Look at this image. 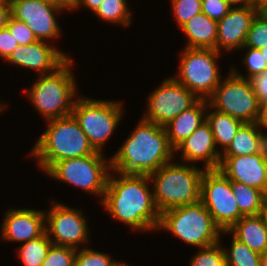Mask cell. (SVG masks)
Returning a JSON list of instances; mask_svg holds the SVG:
<instances>
[{
	"label": "cell",
	"mask_w": 267,
	"mask_h": 266,
	"mask_svg": "<svg viewBox=\"0 0 267 266\" xmlns=\"http://www.w3.org/2000/svg\"><path fill=\"white\" fill-rule=\"evenodd\" d=\"M116 174L119 178L109 173L105 195L100 200L106 211L132 229L157 230L161 213L147 184L151 182L149 176Z\"/></svg>",
	"instance_id": "obj_1"
},
{
	"label": "cell",
	"mask_w": 267,
	"mask_h": 266,
	"mask_svg": "<svg viewBox=\"0 0 267 266\" xmlns=\"http://www.w3.org/2000/svg\"><path fill=\"white\" fill-rule=\"evenodd\" d=\"M163 126L142 119L110 160L111 171L150 175L174 158Z\"/></svg>",
	"instance_id": "obj_2"
},
{
	"label": "cell",
	"mask_w": 267,
	"mask_h": 266,
	"mask_svg": "<svg viewBox=\"0 0 267 266\" xmlns=\"http://www.w3.org/2000/svg\"><path fill=\"white\" fill-rule=\"evenodd\" d=\"M47 123L46 131L40 135L30 153L36 157L44 172L57 161L96 152L73 114L49 120Z\"/></svg>",
	"instance_id": "obj_3"
},
{
	"label": "cell",
	"mask_w": 267,
	"mask_h": 266,
	"mask_svg": "<svg viewBox=\"0 0 267 266\" xmlns=\"http://www.w3.org/2000/svg\"><path fill=\"white\" fill-rule=\"evenodd\" d=\"M205 169L172 161L149 175L153 198L160 213L200 201V183Z\"/></svg>",
	"instance_id": "obj_4"
},
{
	"label": "cell",
	"mask_w": 267,
	"mask_h": 266,
	"mask_svg": "<svg viewBox=\"0 0 267 266\" xmlns=\"http://www.w3.org/2000/svg\"><path fill=\"white\" fill-rule=\"evenodd\" d=\"M72 65L69 58L55 72L40 75L27 92L29 100L46 121L72 114L75 102L72 98L77 95L75 77L70 69Z\"/></svg>",
	"instance_id": "obj_5"
},
{
	"label": "cell",
	"mask_w": 267,
	"mask_h": 266,
	"mask_svg": "<svg viewBox=\"0 0 267 266\" xmlns=\"http://www.w3.org/2000/svg\"><path fill=\"white\" fill-rule=\"evenodd\" d=\"M160 228L171 231L174 236L199 249L218 243L222 233L200 201L162 212Z\"/></svg>",
	"instance_id": "obj_6"
},
{
	"label": "cell",
	"mask_w": 267,
	"mask_h": 266,
	"mask_svg": "<svg viewBox=\"0 0 267 266\" xmlns=\"http://www.w3.org/2000/svg\"><path fill=\"white\" fill-rule=\"evenodd\" d=\"M208 100V109L212 107L211 109L226 113L243 123L259 121L261 107L251 82L235 68H231L228 76L220 82Z\"/></svg>",
	"instance_id": "obj_7"
},
{
	"label": "cell",
	"mask_w": 267,
	"mask_h": 266,
	"mask_svg": "<svg viewBox=\"0 0 267 266\" xmlns=\"http://www.w3.org/2000/svg\"><path fill=\"white\" fill-rule=\"evenodd\" d=\"M101 152L63 159L55 162L46 172L49 177L84 189L89 193L105 195L111 162Z\"/></svg>",
	"instance_id": "obj_8"
},
{
	"label": "cell",
	"mask_w": 267,
	"mask_h": 266,
	"mask_svg": "<svg viewBox=\"0 0 267 266\" xmlns=\"http://www.w3.org/2000/svg\"><path fill=\"white\" fill-rule=\"evenodd\" d=\"M122 104L110 100H94L79 97L75 100L72 114L88 137L95 151L100 152L122 119Z\"/></svg>",
	"instance_id": "obj_9"
},
{
	"label": "cell",
	"mask_w": 267,
	"mask_h": 266,
	"mask_svg": "<svg viewBox=\"0 0 267 266\" xmlns=\"http://www.w3.org/2000/svg\"><path fill=\"white\" fill-rule=\"evenodd\" d=\"M180 55L179 78L175 79L199 99H208L221 82L217 64L221 52L211 48L185 47Z\"/></svg>",
	"instance_id": "obj_10"
},
{
	"label": "cell",
	"mask_w": 267,
	"mask_h": 266,
	"mask_svg": "<svg viewBox=\"0 0 267 266\" xmlns=\"http://www.w3.org/2000/svg\"><path fill=\"white\" fill-rule=\"evenodd\" d=\"M200 202L221 230H229L243 217L233 194L231 181L219 169L203 172Z\"/></svg>",
	"instance_id": "obj_11"
},
{
	"label": "cell",
	"mask_w": 267,
	"mask_h": 266,
	"mask_svg": "<svg viewBox=\"0 0 267 266\" xmlns=\"http://www.w3.org/2000/svg\"><path fill=\"white\" fill-rule=\"evenodd\" d=\"M148 108L142 119L165 126L184 110L193 106L199 98L188 88L170 77L148 96Z\"/></svg>",
	"instance_id": "obj_12"
},
{
	"label": "cell",
	"mask_w": 267,
	"mask_h": 266,
	"mask_svg": "<svg viewBox=\"0 0 267 266\" xmlns=\"http://www.w3.org/2000/svg\"><path fill=\"white\" fill-rule=\"evenodd\" d=\"M48 212H45V232L52 244L77 250L79 244L87 242L88 223L80 210L52 202Z\"/></svg>",
	"instance_id": "obj_13"
},
{
	"label": "cell",
	"mask_w": 267,
	"mask_h": 266,
	"mask_svg": "<svg viewBox=\"0 0 267 266\" xmlns=\"http://www.w3.org/2000/svg\"><path fill=\"white\" fill-rule=\"evenodd\" d=\"M63 9L70 10V8H64L46 0H13L11 2L12 17L25 22L38 41L57 38L61 34L60 25L54 15Z\"/></svg>",
	"instance_id": "obj_14"
},
{
	"label": "cell",
	"mask_w": 267,
	"mask_h": 266,
	"mask_svg": "<svg viewBox=\"0 0 267 266\" xmlns=\"http://www.w3.org/2000/svg\"><path fill=\"white\" fill-rule=\"evenodd\" d=\"M258 14L257 6H235L217 22L216 50L221 52L239 50L245 44L247 33Z\"/></svg>",
	"instance_id": "obj_15"
},
{
	"label": "cell",
	"mask_w": 267,
	"mask_h": 266,
	"mask_svg": "<svg viewBox=\"0 0 267 266\" xmlns=\"http://www.w3.org/2000/svg\"><path fill=\"white\" fill-rule=\"evenodd\" d=\"M218 169L230 181L244 183L267 194V172L263 153L220 156Z\"/></svg>",
	"instance_id": "obj_16"
},
{
	"label": "cell",
	"mask_w": 267,
	"mask_h": 266,
	"mask_svg": "<svg viewBox=\"0 0 267 266\" xmlns=\"http://www.w3.org/2000/svg\"><path fill=\"white\" fill-rule=\"evenodd\" d=\"M45 42L36 41L28 45H18L6 61L34 71L38 70L40 75L51 74L70 57Z\"/></svg>",
	"instance_id": "obj_17"
},
{
	"label": "cell",
	"mask_w": 267,
	"mask_h": 266,
	"mask_svg": "<svg viewBox=\"0 0 267 266\" xmlns=\"http://www.w3.org/2000/svg\"><path fill=\"white\" fill-rule=\"evenodd\" d=\"M2 222V240L28 242L45 232V211L8 209Z\"/></svg>",
	"instance_id": "obj_18"
},
{
	"label": "cell",
	"mask_w": 267,
	"mask_h": 266,
	"mask_svg": "<svg viewBox=\"0 0 267 266\" xmlns=\"http://www.w3.org/2000/svg\"><path fill=\"white\" fill-rule=\"evenodd\" d=\"M177 151L182 152L183 162L196 163L204 160L205 170L219 168L221 151L216 150L213 133L207 120L175 149V152Z\"/></svg>",
	"instance_id": "obj_19"
},
{
	"label": "cell",
	"mask_w": 267,
	"mask_h": 266,
	"mask_svg": "<svg viewBox=\"0 0 267 266\" xmlns=\"http://www.w3.org/2000/svg\"><path fill=\"white\" fill-rule=\"evenodd\" d=\"M207 105H209L207 99H199L164 126L169 143L174 150L206 121L204 114L205 111L207 113Z\"/></svg>",
	"instance_id": "obj_20"
},
{
	"label": "cell",
	"mask_w": 267,
	"mask_h": 266,
	"mask_svg": "<svg viewBox=\"0 0 267 266\" xmlns=\"http://www.w3.org/2000/svg\"><path fill=\"white\" fill-rule=\"evenodd\" d=\"M222 233L231 234L260 255L267 251V227L261 215L243 216L229 230Z\"/></svg>",
	"instance_id": "obj_21"
},
{
	"label": "cell",
	"mask_w": 267,
	"mask_h": 266,
	"mask_svg": "<svg viewBox=\"0 0 267 266\" xmlns=\"http://www.w3.org/2000/svg\"><path fill=\"white\" fill-rule=\"evenodd\" d=\"M180 28L188 39L186 47L216 49L217 21L203 12L193 16Z\"/></svg>",
	"instance_id": "obj_22"
},
{
	"label": "cell",
	"mask_w": 267,
	"mask_h": 266,
	"mask_svg": "<svg viewBox=\"0 0 267 266\" xmlns=\"http://www.w3.org/2000/svg\"><path fill=\"white\" fill-rule=\"evenodd\" d=\"M259 128V129H258ZM264 132L257 123H243L232 142L221 152V156H240L263 153L266 141Z\"/></svg>",
	"instance_id": "obj_23"
},
{
	"label": "cell",
	"mask_w": 267,
	"mask_h": 266,
	"mask_svg": "<svg viewBox=\"0 0 267 266\" xmlns=\"http://www.w3.org/2000/svg\"><path fill=\"white\" fill-rule=\"evenodd\" d=\"M206 120L210 124L215 145H222L221 147L223 148V151L232 142L237 130L243 124L241 120L217 110L207 114Z\"/></svg>",
	"instance_id": "obj_24"
},
{
	"label": "cell",
	"mask_w": 267,
	"mask_h": 266,
	"mask_svg": "<svg viewBox=\"0 0 267 266\" xmlns=\"http://www.w3.org/2000/svg\"><path fill=\"white\" fill-rule=\"evenodd\" d=\"M233 194L243 216L260 215L265 193L244 183L231 181Z\"/></svg>",
	"instance_id": "obj_25"
},
{
	"label": "cell",
	"mask_w": 267,
	"mask_h": 266,
	"mask_svg": "<svg viewBox=\"0 0 267 266\" xmlns=\"http://www.w3.org/2000/svg\"><path fill=\"white\" fill-rule=\"evenodd\" d=\"M51 244L52 242L44 232L40 237L22 243L18 250V257L25 266H41Z\"/></svg>",
	"instance_id": "obj_26"
},
{
	"label": "cell",
	"mask_w": 267,
	"mask_h": 266,
	"mask_svg": "<svg viewBox=\"0 0 267 266\" xmlns=\"http://www.w3.org/2000/svg\"><path fill=\"white\" fill-rule=\"evenodd\" d=\"M127 4V0H103L94 13L106 22L127 27L131 24L132 17Z\"/></svg>",
	"instance_id": "obj_27"
},
{
	"label": "cell",
	"mask_w": 267,
	"mask_h": 266,
	"mask_svg": "<svg viewBox=\"0 0 267 266\" xmlns=\"http://www.w3.org/2000/svg\"><path fill=\"white\" fill-rule=\"evenodd\" d=\"M231 248L224 249L227 266H260L261 255L232 235Z\"/></svg>",
	"instance_id": "obj_28"
},
{
	"label": "cell",
	"mask_w": 267,
	"mask_h": 266,
	"mask_svg": "<svg viewBox=\"0 0 267 266\" xmlns=\"http://www.w3.org/2000/svg\"><path fill=\"white\" fill-rule=\"evenodd\" d=\"M190 258V266H227L226 254L220 241L214 245L200 248L198 253Z\"/></svg>",
	"instance_id": "obj_29"
},
{
	"label": "cell",
	"mask_w": 267,
	"mask_h": 266,
	"mask_svg": "<svg viewBox=\"0 0 267 266\" xmlns=\"http://www.w3.org/2000/svg\"><path fill=\"white\" fill-rule=\"evenodd\" d=\"M77 250L71 247L51 244L41 266H75Z\"/></svg>",
	"instance_id": "obj_30"
},
{
	"label": "cell",
	"mask_w": 267,
	"mask_h": 266,
	"mask_svg": "<svg viewBox=\"0 0 267 266\" xmlns=\"http://www.w3.org/2000/svg\"><path fill=\"white\" fill-rule=\"evenodd\" d=\"M119 262L112 260L106 253L94 251L91 248L84 247L77 249L75 255V266H116Z\"/></svg>",
	"instance_id": "obj_31"
},
{
	"label": "cell",
	"mask_w": 267,
	"mask_h": 266,
	"mask_svg": "<svg viewBox=\"0 0 267 266\" xmlns=\"http://www.w3.org/2000/svg\"><path fill=\"white\" fill-rule=\"evenodd\" d=\"M171 5L179 28L193 16L202 12V0H172Z\"/></svg>",
	"instance_id": "obj_32"
},
{
	"label": "cell",
	"mask_w": 267,
	"mask_h": 266,
	"mask_svg": "<svg viewBox=\"0 0 267 266\" xmlns=\"http://www.w3.org/2000/svg\"><path fill=\"white\" fill-rule=\"evenodd\" d=\"M244 46L257 49L267 47V21L259 14L252 22Z\"/></svg>",
	"instance_id": "obj_33"
},
{
	"label": "cell",
	"mask_w": 267,
	"mask_h": 266,
	"mask_svg": "<svg viewBox=\"0 0 267 266\" xmlns=\"http://www.w3.org/2000/svg\"><path fill=\"white\" fill-rule=\"evenodd\" d=\"M242 48H248V52L245 54L246 56L243 59V64H245L244 66H246L249 71L248 76H246L248 80L267 70V62L260 49L246 46H243Z\"/></svg>",
	"instance_id": "obj_34"
},
{
	"label": "cell",
	"mask_w": 267,
	"mask_h": 266,
	"mask_svg": "<svg viewBox=\"0 0 267 266\" xmlns=\"http://www.w3.org/2000/svg\"><path fill=\"white\" fill-rule=\"evenodd\" d=\"M7 28L19 45H28L38 41L33 31L25 22L19 21L12 16L9 19Z\"/></svg>",
	"instance_id": "obj_35"
},
{
	"label": "cell",
	"mask_w": 267,
	"mask_h": 266,
	"mask_svg": "<svg viewBox=\"0 0 267 266\" xmlns=\"http://www.w3.org/2000/svg\"><path fill=\"white\" fill-rule=\"evenodd\" d=\"M232 8L227 0H202V12L210 19L221 20Z\"/></svg>",
	"instance_id": "obj_36"
},
{
	"label": "cell",
	"mask_w": 267,
	"mask_h": 266,
	"mask_svg": "<svg viewBox=\"0 0 267 266\" xmlns=\"http://www.w3.org/2000/svg\"><path fill=\"white\" fill-rule=\"evenodd\" d=\"M260 107L267 105V70L249 79Z\"/></svg>",
	"instance_id": "obj_37"
},
{
	"label": "cell",
	"mask_w": 267,
	"mask_h": 266,
	"mask_svg": "<svg viewBox=\"0 0 267 266\" xmlns=\"http://www.w3.org/2000/svg\"><path fill=\"white\" fill-rule=\"evenodd\" d=\"M18 42L11 34L10 30L6 28L0 29V57L6 60L8 56L18 46Z\"/></svg>",
	"instance_id": "obj_38"
},
{
	"label": "cell",
	"mask_w": 267,
	"mask_h": 266,
	"mask_svg": "<svg viewBox=\"0 0 267 266\" xmlns=\"http://www.w3.org/2000/svg\"><path fill=\"white\" fill-rule=\"evenodd\" d=\"M102 1L103 0H70V10H76L80 5H83L94 13Z\"/></svg>",
	"instance_id": "obj_39"
},
{
	"label": "cell",
	"mask_w": 267,
	"mask_h": 266,
	"mask_svg": "<svg viewBox=\"0 0 267 266\" xmlns=\"http://www.w3.org/2000/svg\"><path fill=\"white\" fill-rule=\"evenodd\" d=\"M11 16V4L0 2V29L7 27Z\"/></svg>",
	"instance_id": "obj_40"
},
{
	"label": "cell",
	"mask_w": 267,
	"mask_h": 266,
	"mask_svg": "<svg viewBox=\"0 0 267 266\" xmlns=\"http://www.w3.org/2000/svg\"><path fill=\"white\" fill-rule=\"evenodd\" d=\"M232 7L234 5H240V7H250V6H257L258 0H227Z\"/></svg>",
	"instance_id": "obj_41"
},
{
	"label": "cell",
	"mask_w": 267,
	"mask_h": 266,
	"mask_svg": "<svg viewBox=\"0 0 267 266\" xmlns=\"http://www.w3.org/2000/svg\"><path fill=\"white\" fill-rule=\"evenodd\" d=\"M258 124H259L260 128L265 127L267 130V105L261 107L260 118H259ZM264 137L267 140L266 133H265Z\"/></svg>",
	"instance_id": "obj_42"
},
{
	"label": "cell",
	"mask_w": 267,
	"mask_h": 266,
	"mask_svg": "<svg viewBox=\"0 0 267 266\" xmlns=\"http://www.w3.org/2000/svg\"><path fill=\"white\" fill-rule=\"evenodd\" d=\"M258 14L267 21V0L258 2Z\"/></svg>",
	"instance_id": "obj_43"
},
{
	"label": "cell",
	"mask_w": 267,
	"mask_h": 266,
	"mask_svg": "<svg viewBox=\"0 0 267 266\" xmlns=\"http://www.w3.org/2000/svg\"><path fill=\"white\" fill-rule=\"evenodd\" d=\"M262 218L264 219L265 225L267 227V194H265L262 204L261 214Z\"/></svg>",
	"instance_id": "obj_44"
},
{
	"label": "cell",
	"mask_w": 267,
	"mask_h": 266,
	"mask_svg": "<svg viewBox=\"0 0 267 266\" xmlns=\"http://www.w3.org/2000/svg\"><path fill=\"white\" fill-rule=\"evenodd\" d=\"M57 5H61L64 8H70V0H46Z\"/></svg>",
	"instance_id": "obj_45"
},
{
	"label": "cell",
	"mask_w": 267,
	"mask_h": 266,
	"mask_svg": "<svg viewBox=\"0 0 267 266\" xmlns=\"http://www.w3.org/2000/svg\"><path fill=\"white\" fill-rule=\"evenodd\" d=\"M260 266H267V251L261 254Z\"/></svg>",
	"instance_id": "obj_46"
},
{
	"label": "cell",
	"mask_w": 267,
	"mask_h": 266,
	"mask_svg": "<svg viewBox=\"0 0 267 266\" xmlns=\"http://www.w3.org/2000/svg\"><path fill=\"white\" fill-rule=\"evenodd\" d=\"M263 156H264V160L266 164V172H267V140L265 141L264 146H263Z\"/></svg>",
	"instance_id": "obj_47"
},
{
	"label": "cell",
	"mask_w": 267,
	"mask_h": 266,
	"mask_svg": "<svg viewBox=\"0 0 267 266\" xmlns=\"http://www.w3.org/2000/svg\"><path fill=\"white\" fill-rule=\"evenodd\" d=\"M261 50V52H262V54H263V56H264V59L266 60V62H267V47H264V48H262V49H260Z\"/></svg>",
	"instance_id": "obj_48"
},
{
	"label": "cell",
	"mask_w": 267,
	"mask_h": 266,
	"mask_svg": "<svg viewBox=\"0 0 267 266\" xmlns=\"http://www.w3.org/2000/svg\"><path fill=\"white\" fill-rule=\"evenodd\" d=\"M13 0H0V2H3V3H7V4H11Z\"/></svg>",
	"instance_id": "obj_49"
},
{
	"label": "cell",
	"mask_w": 267,
	"mask_h": 266,
	"mask_svg": "<svg viewBox=\"0 0 267 266\" xmlns=\"http://www.w3.org/2000/svg\"><path fill=\"white\" fill-rule=\"evenodd\" d=\"M116 266H129V265L123 264L122 262H119Z\"/></svg>",
	"instance_id": "obj_50"
},
{
	"label": "cell",
	"mask_w": 267,
	"mask_h": 266,
	"mask_svg": "<svg viewBox=\"0 0 267 266\" xmlns=\"http://www.w3.org/2000/svg\"><path fill=\"white\" fill-rule=\"evenodd\" d=\"M4 108H5V107H3V104L0 103V113L3 111Z\"/></svg>",
	"instance_id": "obj_51"
}]
</instances>
